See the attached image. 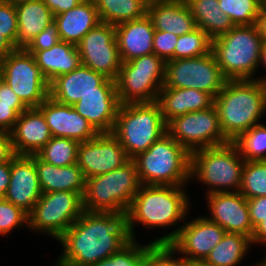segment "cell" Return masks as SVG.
Here are the masks:
<instances>
[{"label":"cell","mask_w":266,"mask_h":266,"mask_svg":"<svg viewBox=\"0 0 266 266\" xmlns=\"http://www.w3.org/2000/svg\"><path fill=\"white\" fill-rule=\"evenodd\" d=\"M131 240L126 214L88 212L57 240L63 253L54 266H91L118 252Z\"/></svg>","instance_id":"cell-1"},{"label":"cell","mask_w":266,"mask_h":266,"mask_svg":"<svg viewBox=\"0 0 266 266\" xmlns=\"http://www.w3.org/2000/svg\"><path fill=\"white\" fill-rule=\"evenodd\" d=\"M223 134L232 142L266 113V77L228 80L214 98Z\"/></svg>","instance_id":"cell-2"},{"label":"cell","mask_w":266,"mask_h":266,"mask_svg":"<svg viewBox=\"0 0 266 266\" xmlns=\"http://www.w3.org/2000/svg\"><path fill=\"white\" fill-rule=\"evenodd\" d=\"M183 188L185 187L142 184L126 212L130 238L136 240L134 228L137 224L155 229L185 222L190 198Z\"/></svg>","instance_id":"cell-3"},{"label":"cell","mask_w":266,"mask_h":266,"mask_svg":"<svg viewBox=\"0 0 266 266\" xmlns=\"http://www.w3.org/2000/svg\"><path fill=\"white\" fill-rule=\"evenodd\" d=\"M132 160L142 184L184 186L191 180V154L167 132Z\"/></svg>","instance_id":"cell-4"},{"label":"cell","mask_w":266,"mask_h":266,"mask_svg":"<svg viewBox=\"0 0 266 266\" xmlns=\"http://www.w3.org/2000/svg\"><path fill=\"white\" fill-rule=\"evenodd\" d=\"M263 43L256 24L238 25L213 39L211 51L227 80H252Z\"/></svg>","instance_id":"cell-5"},{"label":"cell","mask_w":266,"mask_h":266,"mask_svg":"<svg viewBox=\"0 0 266 266\" xmlns=\"http://www.w3.org/2000/svg\"><path fill=\"white\" fill-rule=\"evenodd\" d=\"M244 165L233 142L199 149L191 153L190 178L210 187L206 195L239 192Z\"/></svg>","instance_id":"cell-6"},{"label":"cell","mask_w":266,"mask_h":266,"mask_svg":"<svg viewBox=\"0 0 266 266\" xmlns=\"http://www.w3.org/2000/svg\"><path fill=\"white\" fill-rule=\"evenodd\" d=\"M141 186L137 167L130 159L120 168L86 179L83 209L126 214Z\"/></svg>","instance_id":"cell-7"},{"label":"cell","mask_w":266,"mask_h":266,"mask_svg":"<svg viewBox=\"0 0 266 266\" xmlns=\"http://www.w3.org/2000/svg\"><path fill=\"white\" fill-rule=\"evenodd\" d=\"M166 132L159 104L149 102L120 104L112 134L127 156L133 159L147 151Z\"/></svg>","instance_id":"cell-8"},{"label":"cell","mask_w":266,"mask_h":266,"mask_svg":"<svg viewBox=\"0 0 266 266\" xmlns=\"http://www.w3.org/2000/svg\"><path fill=\"white\" fill-rule=\"evenodd\" d=\"M165 70L166 62L154 53L122 62L115 80L119 103L156 102Z\"/></svg>","instance_id":"cell-9"},{"label":"cell","mask_w":266,"mask_h":266,"mask_svg":"<svg viewBox=\"0 0 266 266\" xmlns=\"http://www.w3.org/2000/svg\"><path fill=\"white\" fill-rule=\"evenodd\" d=\"M2 80L27 108L38 106L49 96L50 83L25 48H16L2 61Z\"/></svg>","instance_id":"cell-10"},{"label":"cell","mask_w":266,"mask_h":266,"mask_svg":"<svg viewBox=\"0 0 266 266\" xmlns=\"http://www.w3.org/2000/svg\"><path fill=\"white\" fill-rule=\"evenodd\" d=\"M83 195L69 191L42 193L29 214V230L58 240L83 214Z\"/></svg>","instance_id":"cell-11"},{"label":"cell","mask_w":266,"mask_h":266,"mask_svg":"<svg viewBox=\"0 0 266 266\" xmlns=\"http://www.w3.org/2000/svg\"><path fill=\"white\" fill-rule=\"evenodd\" d=\"M227 81L211 51L194 58L167 61L163 87L197 89L215 98Z\"/></svg>","instance_id":"cell-12"},{"label":"cell","mask_w":266,"mask_h":266,"mask_svg":"<svg viewBox=\"0 0 266 266\" xmlns=\"http://www.w3.org/2000/svg\"><path fill=\"white\" fill-rule=\"evenodd\" d=\"M166 128L167 133L190 154L199 149L231 142L222 132L214 105L209 109L174 117L166 124Z\"/></svg>","instance_id":"cell-13"},{"label":"cell","mask_w":266,"mask_h":266,"mask_svg":"<svg viewBox=\"0 0 266 266\" xmlns=\"http://www.w3.org/2000/svg\"><path fill=\"white\" fill-rule=\"evenodd\" d=\"M225 233L226 231L217 223L200 216L151 242L169 244L176 254H182L186 262L203 261Z\"/></svg>","instance_id":"cell-14"},{"label":"cell","mask_w":266,"mask_h":266,"mask_svg":"<svg viewBox=\"0 0 266 266\" xmlns=\"http://www.w3.org/2000/svg\"><path fill=\"white\" fill-rule=\"evenodd\" d=\"M76 46L81 64L116 80L122 61L115 38V25L100 22Z\"/></svg>","instance_id":"cell-15"},{"label":"cell","mask_w":266,"mask_h":266,"mask_svg":"<svg viewBox=\"0 0 266 266\" xmlns=\"http://www.w3.org/2000/svg\"><path fill=\"white\" fill-rule=\"evenodd\" d=\"M130 158L112 133H99L95 138L79 142L77 165L86 179L122 167Z\"/></svg>","instance_id":"cell-16"},{"label":"cell","mask_w":266,"mask_h":266,"mask_svg":"<svg viewBox=\"0 0 266 266\" xmlns=\"http://www.w3.org/2000/svg\"><path fill=\"white\" fill-rule=\"evenodd\" d=\"M206 198L210 211L207 219L217 223L226 233H239L252 238L254 228L247 199L240 192L211 193Z\"/></svg>","instance_id":"cell-17"},{"label":"cell","mask_w":266,"mask_h":266,"mask_svg":"<svg viewBox=\"0 0 266 266\" xmlns=\"http://www.w3.org/2000/svg\"><path fill=\"white\" fill-rule=\"evenodd\" d=\"M42 195L34 155H16L11 160L10 183L4 199L28 215Z\"/></svg>","instance_id":"cell-18"},{"label":"cell","mask_w":266,"mask_h":266,"mask_svg":"<svg viewBox=\"0 0 266 266\" xmlns=\"http://www.w3.org/2000/svg\"><path fill=\"white\" fill-rule=\"evenodd\" d=\"M38 108L44 114L52 136L85 142L99 134L72 106L59 103L50 96Z\"/></svg>","instance_id":"cell-19"},{"label":"cell","mask_w":266,"mask_h":266,"mask_svg":"<svg viewBox=\"0 0 266 266\" xmlns=\"http://www.w3.org/2000/svg\"><path fill=\"white\" fill-rule=\"evenodd\" d=\"M99 86H116V82L80 64L50 83L49 96L59 103L73 106L85 94L99 92Z\"/></svg>","instance_id":"cell-20"},{"label":"cell","mask_w":266,"mask_h":266,"mask_svg":"<svg viewBox=\"0 0 266 266\" xmlns=\"http://www.w3.org/2000/svg\"><path fill=\"white\" fill-rule=\"evenodd\" d=\"M120 106L116 86H99V92H89L72 107L98 133H112Z\"/></svg>","instance_id":"cell-21"},{"label":"cell","mask_w":266,"mask_h":266,"mask_svg":"<svg viewBox=\"0 0 266 266\" xmlns=\"http://www.w3.org/2000/svg\"><path fill=\"white\" fill-rule=\"evenodd\" d=\"M10 135L16 155H34L52 138L44 114L39 108H27L22 112Z\"/></svg>","instance_id":"cell-22"},{"label":"cell","mask_w":266,"mask_h":266,"mask_svg":"<svg viewBox=\"0 0 266 266\" xmlns=\"http://www.w3.org/2000/svg\"><path fill=\"white\" fill-rule=\"evenodd\" d=\"M154 33L152 21L147 15L115 25V38L121 61L128 62L154 53Z\"/></svg>","instance_id":"cell-23"},{"label":"cell","mask_w":266,"mask_h":266,"mask_svg":"<svg viewBox=\"0 0 266 266\" xmlns=\"http://www.w3.org/2000/svg\"><path fill=\"white\" fill-rule=\"evenodd\" d=\"M156 102L167 124L174 117L209 109L214 105V98L207 92L197 89L162 87Z\"/></svg>","instance_id":"cell-24"},{"label":"cell","mask_w":266,"mask_h":266,"mask_svg":"<svg viewBox=\"0 0 266 266\" xmlns=\"http://www.w3.org/2000/svg\"><path fill=\"white\" fill-rule=\"evenodd\" d=\"M100 22L93 0H83L76 7L54 16L60 41L73 45H77Z\"/></svg>","instance_id":"cell-25"},{"label":"cell","mask_w":266,"mask_h":266,"mask_svg":"<svg viewBox=\"0 0 266 266\" xmlns=\"http://www.w3.org/2000/svg\"><path fill=\"white\" fill-rule=\"evenodd\" d=\"M35 167L42 193L69 191L84 194L86 178L77 163L59 167L41 160L35 154Z\"/></svg>","instance_id":"cell-26"},{"label":"cell","mask_w":266,"mask_h":266,"mask_svg":"<svg viewBox=\"0 0 266 266\" xmlns=\"http://www.w3.org/2000/svg\"><path fill=\"white\" fill-rule=\"evenodd\" d=\"M147 16L155 30L174 33L177 36L191 33L197 28L185 0H166L149 6Z\"/></svg>","instance_id":"cell-27"},{"label":"cell","mask_w":266,"mask_h":266,"mask_svg":"<svg viewBox=\"0 0 266 266\" xmlns=\"http://www.w3.org/2000/svg\"><path fill=\"white\" fill-rule=\"evenodd\" d=\"M15 7L18 26L16 48H26L54 22V16L43 0H27L16 4Z\"/></svg>","instance_id":"cell-28"},{"label":"cell","mask_w":266,"mask_h":266,"mask_svg":"<svg viewBox=\"0 0 266 266\" xmlns=\"http://www.w3.org/2000/svg\"><path fill=\"white\" fill-rule=\"evenodd\" d=\"M27 51L34 56L36 64L49 83L60 75L70 73L81 64L77 46L65 41H59L50 49Z\"/></svg>","instance_id":"cell-29"},{"label":"cell","mask_w":266,"mask_h":266,"mask_svg":"<svg viewBox=\"0 0 266 266\" xmlns=\"http://www.w3.org/2000/svg\"><path fill=\"white\" fill-rule=\"evenodd\" d=\"M197 28L205 31L213 40L232 29L235 25L219 7V0H185Z\"/></svg>","instance_id":"cell-30"},{"label":"cell","mask_w":266,"mask_h":266,"mask_svg":"<svg viewBox=\"0 0 266 266\" xmlns=\"http://www.w3.org/2000/svg\"><path fill=\"white\" fill-rule=\"evenodd\" d=\"M251 238L239 233H225L221 241L204 260L213 266H236L247 255Z\"/></svg>","instance_id":"cell-31"},{"label":"cell","mask_w":266,"mask_h":266,"mask_svg":"<svg viewBox=\"0 0 266 266\" xmlns=\"http://www.w3.org/2000/svg\"><path fill=\"white\" fill-rule=\"evenodd\" d=\"M100 21L117 25L126 21L141 19L147 15V6L140 0H93Z\"/></svg>","instance_id":"cell-32"},{"label":"cell","mask_w":266,"mask_h":266,"mask_svg":"<svg viewBox=\"0 0 266 266\" xmlns=\"http://www.w3.org/2000/svg\"><path fill=\"white\" fill-rule=\"evenodd\" d=\"M79 142L64 137L52 138L36 155L43 161L63 167L77 163V149Z\"/></svg>","instance_id":"cell-33"},{"label":"cell","mask_w":266,"mask_h":266,"mask_svg":"<svg viewBox=\"0 0 266 266\" xmlns=\"http://www.w3.org/2000/svg\"><path fill=\"white\" fill-rule=\"evenodd\" d=\"M232 142L245 161L266 160V125L263 123L242 132Z\"/></svg>","instance_id":"cell-34"},{"label":"cell","mask_w":266,"mask_h":266,"mask_svg":"<svg viewBox=\"0 0 266 266\" xmlns=\"http://www.w3.org/2000/svg\"><path fill=\"white\" fill-rule=\"evenodd\" d=\"M239 192L246 199L266 197V160L245 161Z\"/></svg>","instance_id":"cell-35"},{"label":"cell","mask_w":266,"mask_h":266,"mask_svg":"<svg viewBox=\"0 0 266 266\" xmlns=\"http://www.w3.org/2000/svg\"><path fill=\"white\" fill-rule=\"evenodd\" d=\"M219 7L235 26L255 25L262 0H219Z\"/></svg>","instance_id":"cell-36"},{"label":"cell","mask_w":266,"mask_h":266,"mask_svg":"<svg viewBox=\"0 0 266 266\" xmlns=\"http://www.w3.org/2000/svg\"><path fill=\"white\" fill-rule=\"evenodd\" d=\"M212 39L200 28L178 36L174 59L194 58L211 52Z\"/></svg>","instance_id":"cell-37"},{"label":"cell","mask_w":266,"mask_h":266,"mask_svg":"<svg viewBox=\"0 0 266 266\" xmlns=\"http://www.w3.org/2000/svg\"><path fill=\"white\" fill-rule=\"evenodd\" d=\"M131 239L118 252L91 266H143L146 253L155 245L151 241L147 245H140Z\"/></svg>","instance_id":"cell-38"},{"label":"cell","mask_w":266,"mask_h":266,"mask_svg":"<svg viewBox=\"0 0 266 266\" xmlns=\"http://www.w3.org/2000/svg\"><path fill=\"white\" fill-rule=\"evenodd\" d=\"M26 225V226H25ZM29 215L6 199L0 201V235H8L19 226L28 227Z\"/></svg>","instance_id":"cell-39"},{"label":"cell","mask_w":266,"mask_h":266,"mask_svg":"<svg viewBox=\"0 0 266 266\" xmlns=\"http://www.w3.org/2000/svg\"><path fill=\"white\" fill-rule=\"evenodd\" d=\"M169 244H155L147 253L143 266H187V262Z\"/></svg>","instance_id":"cell-40"},{"label":"cell","mask_w":266,"mask_h":266,"mask_svg":"<svg viewBox=\"0 0 266 266\" xmlns=\"http://www.w3.org/2000/svg\"><path fill=\"white\" fill-rule=\"evenodd\" d=\"M0 33L15 47L18 36L17 14L14 4L4 2L0 4Z\"/></svg>","instance_id":"cell-41"},{"label":"cell","mask_w":266,"mask_h":266,"mask_svg":"<svg viewBox=\"0 0 266 266\" xmlns=\"http://www.w3.org/2000/svg\"><path fill=\"white\" fill-rule=\"evenodd\" d=\"M178 36L174 33L155 30L153 38L154 54L165 62L174 60V50Z\"/></svg>","instance_id":"cell-42"},{"label":"cell","mask_w":266,"mask_h":266,"mask_svg":"<svg viewBox=\"0 0 266 266\" xmlns=\"http://www.w3.org/2000/svg\"><path fill=\"white\" fill-rule=\"evenodd\" d=\"M26 109L27 107L23 103L0 102V131L10 133L18 116Z\"/></svg>","instance_id":"cell-43"},{"label":"cell","mask_w":266,"mask_h":266,"mask_svg":"<svg viewBox=\"0 0 266 266\" xmlns=\"http://www.w3.org/2000/svg\"><path fill=\"white\" fill-rule=\"evenodd\" d=\"M59 41L60 38L57 33V26L53 22L46 29H44L39 35H37L25 49L26 50L50 49Z\"/></svg>","instance_id":"cell-44"},{"label":"cell","mask_w":266,"mask_h":266,"mask_svg":"<svg viewBox=\"0 0 266 266\" xmlns=\"http://www.w3.org/2000/svg\"><path fill=\"white\" fill-rule=\"evenodd\" d=\"M247 204L249 207L250 221L253 228H255L266 217V197L247 199Z\"/></svg>","instance_id":"cell-45"},{"label":"cell","mask_w":266,"mask_h":266,"mask_svg":"<svg viewBox=\"0 0 266 266\" xmlns=\"http://www.w3.org/2000/svg\"><path fill=\"white\" fill-rule=\"evenodd\" d=\"M15 156L10 133L0 131V164L11 161Z\"/></svg>","instance_id":"cell-46"},{"label":"cell","mask_w":266,"mask_h":266,"mask_svg":"<svg viewBox=\"0 0 266 266\" xmlns=\"http://www.w3.org/2000/svg\"><path fill=\"white\" fill-rule=\"evenodd\" d=\"M53 16L64 13L76 7L83 0H43Z\"/></svg>","instance_id":"cell-47"},{"label":"cell","mask_w":266,"mask_h":266,"mask_svg":"<svg viewBox=\"0 0 266 266\" xmlns=\"http://www.w3.org/2000/svg\"><path fill=\"white\" fill-rule=\"evenodd\" d=\"M11 161L0 164V196L3 198L10 183Z\"/></svg>","instance_id":"cell-48"},{"label":"cell","mask_w":266,"mask_h":266,"mask_svg":"<svg viewBox=\"0 0 266 266\" xmlns=\"http://www.w3.org/2000/svg\"><path fill=\"white\" fill-rule=\"evenodd\" d=\"M0 102L22 103L16 93L3 80L0 81Z\"/></svg>","instance_id":"cell-49"},{"label":"cell","mask_w":266,"mask_h":266,"mask_svg":"<svg viewBox=\"0 0 266 266\" xmlns=\"http://www.w3.org/2000/svg\"><path fill=\"white\" fill-rule=\"evenodd\" d=\"M252 245L259 243L266 245V217L265 219L254 228V233L251 238Z\"/></svg>","instance_id":"cell-50"},{"label":"cell","mask_w":266,"mask_h":266,"mask_svg":"<svg viewBox=\"0 0 266 266\" xmlns=\"http://www.w3.org/2000/svg\"><path fill=\"white\" fill-rule=\"evenodd\" d=\"M16 47L0 33V62Z\"/></svg>","instance_id":"cell-51"},{"label":"cell","mask_w":266,"mask_h":266,"mask_svg":"<svg viewBox=\"0 0 266 266\" xmlns=\"http://www.w3.org/2000/svg\"><path fill=\"white\" fill-rule=\"evenodd\" d=\"M256 26L263 38V42H266V9L264 7L260 9Z\"/></svg>","instance_id":"cell-52"},{"label":"cell","mask_w":266,"mask_h":266,"mask_svg":"<svg viewBox=\"0 0 266 266\" xmlns=\"http://www.w3.org/2000/svg\"><path fill=\"white\" fill-rule=\"evenodd\" d=\"M260 64L265 66L264 68L266 69V42H264L261 47L259 66Z\"/></svg>","instance_id":"cell-53"},{"label":"cell","mask_w":266,"mask_h":266,"mask_svg":"<svg viewBox=\"0 0 266 266\" xmlns=\"http://www.w3.org/2000/svg\"><path fill=\"white\" fill-rule=\"evenodd\" d=\"M145 6L149 7L161 2H164L166 0H140Z\"/></svg>","instance_id":"cell-54"},{"label":"cell","mask_w":266,"mask_h":266,"mask_svg":"<svg viewBox=\"0 0 266 266\" xmlns=\"http://www.w3.org/2000/svg\"><path fill=\"white\" fill-rule=\"evenodd\" d=\"M187 266H213L208 263H206L204 260L203 261H192V262H187Z\"/></svg>","instance_id":"cell-55"},{"label":"cell","mask_w":266,"mask_h":266,"mask_svg":"<svg viewBox=\"0 0 266 266\" xmlns=\"http://www.w3.org/2000/svg\"><path fill=\"white\" fill-rule=\"evenodd\" d=\"M24 1H27V0H5V2H9V3H12L14 5H16L20 2H24Z\"/></svg>","instance_id":"cell-56"},{"label":"cell","mask_w":266,"mask_h":266,"mask_svg":"<svg viewBox=\"0 0 266 266\" xmlns=\"http://www.w3.org/2000/svg\"><path fill=\"white\" fill-rule=\"evenodd\" d=\"M256 266H266V257L259 264L257 263Z\"/></svg>","instance_id":"cell-57"},{"label":"cell","mask_w":266,"mask_h":266,"mask_svg":"<svg viewBox=\"0 0 266 266\" xmlns=\"http://www.w3.org/2000/svg\"><path fill=\"white\" fill-rule=\"evenodd\" d=\"M2 80V65H1V62H0V81Z\"/></svg>","instance_id":"cell-58"},{"label":"cell","mask_w":266,"mask_h":266,"mask_svg":"<svg viewBox=\"0 0 266 266\" xmlns=\"http://www.w3.org/2000/svg\"><path fill=\"white\" fill-rule=\"evenodd\" d=\"M262 7L266 9V0H262Z\"/></svg>","instance_id":"cell-59"},{"label":"cell","mask_w":266,"mask_h":266,"mask_svg":"<svg viewBox=\"0 0 266 266\" xmlns=\"http://www.w3.org/2000/svg\"><path fill=\"white\" fill-rule=\"evenodd\" d=\"M5 2V0H0V4H2V3H4Z\"/></svg>","instance_id":"cell-60"}]
</instances>
